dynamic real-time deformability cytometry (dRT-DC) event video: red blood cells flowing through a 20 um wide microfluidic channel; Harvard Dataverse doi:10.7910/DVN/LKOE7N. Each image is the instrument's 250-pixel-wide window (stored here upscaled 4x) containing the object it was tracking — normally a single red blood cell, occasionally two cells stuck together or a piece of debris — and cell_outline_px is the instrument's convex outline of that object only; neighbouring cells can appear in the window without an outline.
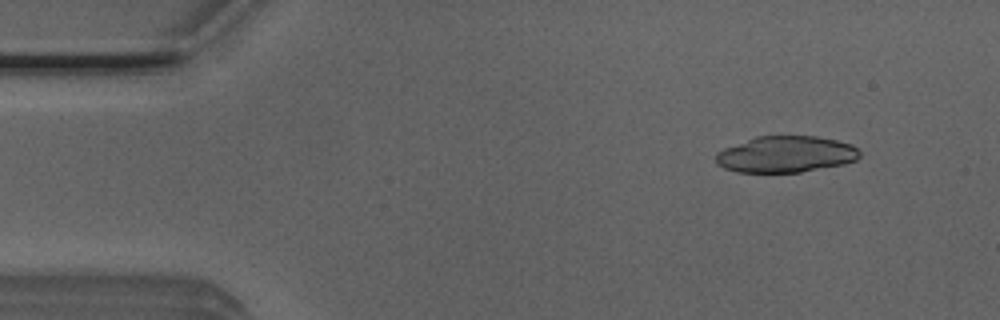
{"species": "Egyptian fruit bat (a non-hibernating species)", "species_latin": "Rousettus aegyptiacus", "temperature_condition": "room temperature", "stored_images_in_passage": 7, "camera_frame_rate_fps": 3000, "um_per_image_px": 0.085, "animal": {"sex": "male"}, "frame": {"image": 1, "passage_image": 1, "time_ms": 0.0, "image_size_px": [1000, 320], "cell_outline_px": [[860, 156], [856, 160], [844, 164], [800, 172], [736, 172], [724, 168], [716, 164], [716, 152], [724, 148], [756, 136], [816, 136], [836, 140], [852, 144], [860, 152]], "centroid_in_image_um": [66.78, 13.11], "position_along_channel_um": 18.2, "area_um2": 30.52}}